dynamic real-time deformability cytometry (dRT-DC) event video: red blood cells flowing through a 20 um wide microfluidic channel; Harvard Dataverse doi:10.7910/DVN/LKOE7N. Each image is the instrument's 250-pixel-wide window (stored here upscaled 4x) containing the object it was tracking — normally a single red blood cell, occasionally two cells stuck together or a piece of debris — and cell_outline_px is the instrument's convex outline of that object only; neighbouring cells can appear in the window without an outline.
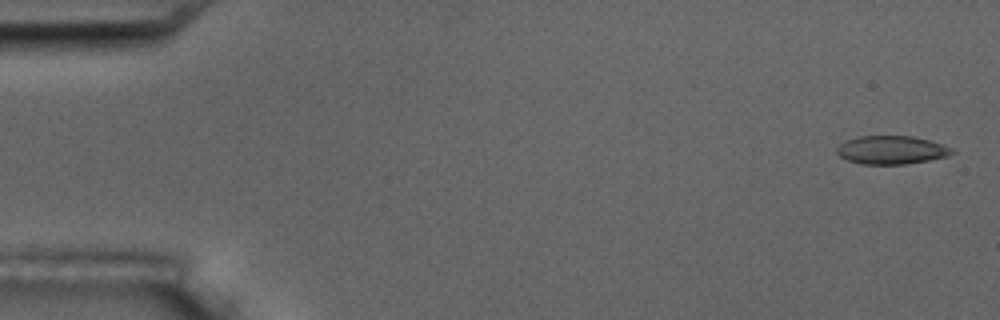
{"species": "common noctule bat (a hibernating species)", "species_latin": "Nyctalus noctula", "temperature_condition": "room temperature", "stored_images_in_passage": 5, "camera_frame_rate_fps": 3000, "um_per_image_px": 0.085, "animal": {"sex": "male", "body_mass_g": 17.5, "forearm_length_mm": 52.3}, "frame": {"image": 1, "passage_image": 1, "time_ms": 0.0, "image_size_px": [1000, 320], "cell_outline_px": [[956, 152], [948, 156], [908, 164], [864, 164], [848, 160], [840, 156], [836, 152], [836, 148], [840, 144], [848, 140], [860, 136], [912, 136], [928, 140], [952, 148]], "centroid_in_image_um": [75.78, 12.75], "position_along_channel_um": 9.2, "area_um2": 18.84}}